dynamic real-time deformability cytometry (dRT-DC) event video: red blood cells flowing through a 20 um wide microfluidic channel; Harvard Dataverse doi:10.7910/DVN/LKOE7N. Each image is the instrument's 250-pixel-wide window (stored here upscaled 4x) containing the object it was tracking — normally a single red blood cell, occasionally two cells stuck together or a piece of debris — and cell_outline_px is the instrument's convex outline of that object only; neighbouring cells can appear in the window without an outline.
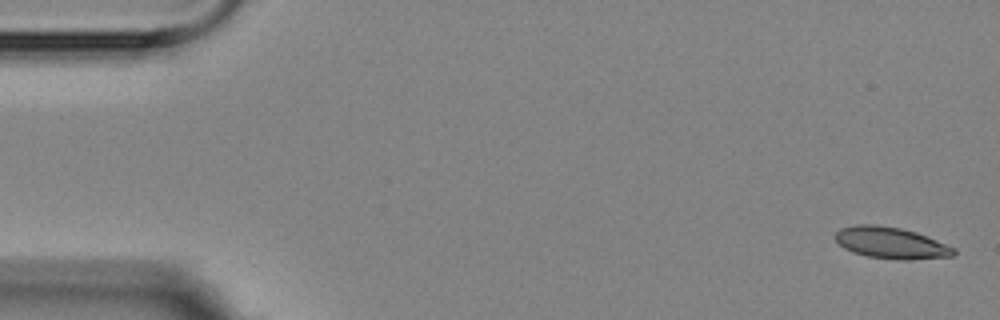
{"species": "Egyptian fruit bat (a non-hibernating species)", "species_latin": "Rousettus aegyptiacus", "temperature_condition": "room temperature", "stored_images_in_passage": 7, "camera_frame_rate_fps": 3000, "um_per_image_px": 0.085, "animal": {"sex": "female"}, "frame": {"image": 1, "passage_image": 1, "time_ms": 0.0, "image_size_px": [1000, 320], "cell_outline_px": [[956, 252], [952, 256], [908, 260], [900, 260], [868, 256], [852, 252], [844, 248], [832, 236], [840, 228], [856, 224], [876, 224], [900, 228], [916, 232], [956, 248]], "centroid_in_image_um": [75.71, 20.64], "position_along_channel_um": 9.3, "area_um2": 21.79}}
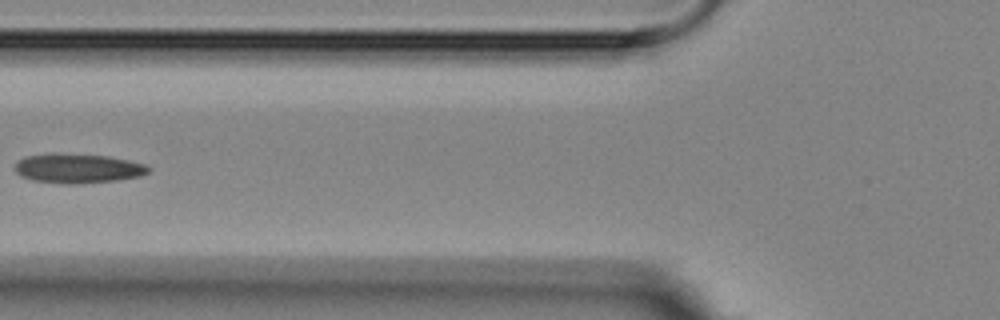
{"frame": {"image": 2, "passage_image": 6, "time_ms": 6.667, "image_size_px": [1000, 320], "cell_outline_px": [[152, 168], [148, 172], [140, 176], [116, 180], [76, 184], [64, 184], [32, 180], [20, 176], [16, 172], [16, 160], [24, 156], [56, 152], [60, 152], [108, 156], [148, 164]], "centroid_in_image_um": [6.6, 14.29], "position_along_channel_um": 119.2, "area_um2": 23.35}}
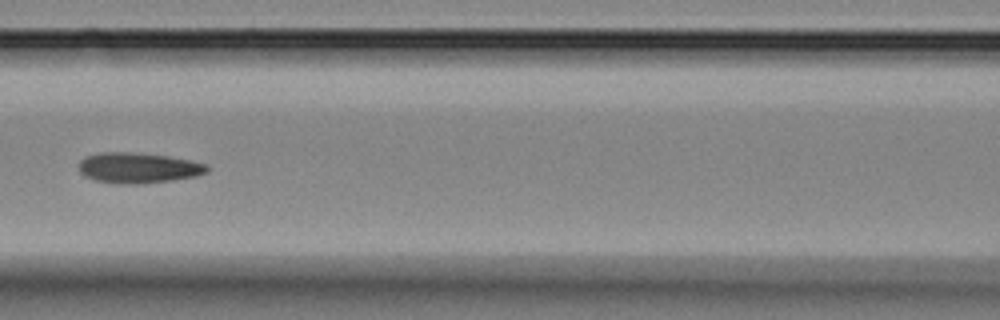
{"frame": {"image": 3, "passage_image": 7, "time_ms": 7.667, "image_size_px": [1000, 320], "cell_outline_px": [[208, 172], [196, 176], [172, 180], [140, 184], [120, 184], [96, 180], [84, 176], [80, 172], [80, 160], [84, 156], [100, 152], [128, 152], [168, 156], [192, 160], [208, 164]], "centroid_in_image_um": [11.76, 14.26], "position_along_channel_um": 154.8, "area_um2": 22.89}}